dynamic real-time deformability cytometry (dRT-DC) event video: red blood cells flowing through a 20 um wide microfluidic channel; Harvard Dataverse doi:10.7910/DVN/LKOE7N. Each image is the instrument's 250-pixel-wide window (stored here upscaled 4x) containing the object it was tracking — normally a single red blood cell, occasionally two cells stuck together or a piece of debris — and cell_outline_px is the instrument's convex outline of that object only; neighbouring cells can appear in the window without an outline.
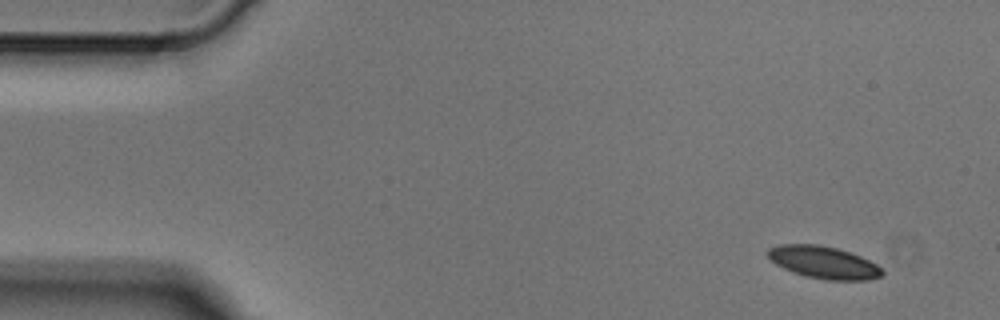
{"species": "Egyptian fruit bat (a non-hibernating species)", "species_latin": "Rousettus aegyptiacus", "temperature_condition": "cold", "stored_images_in_passage": 4, "camera_frame_rate_fps": 3000, "um_per_image_px": 0.085, "animal": {"sex": "male"}, "frame": {"image": 1, "passage_image": 1, "time_ms": 0.0, "image_size_px": [1000, 320], "cell_outline_px": [[884, 272], [880, 276], [868, 280], [824, 280], [804, 276], [792, 272], [776, 264], [764, 252], [768, 248], [776, 244], [816, 244], [836, 248], [860, 256], [876, 264]], "centroid_in_image_um": [69.95, 22.3], "position_along_channel_um": 15.0, "area_um2": 21.56}}
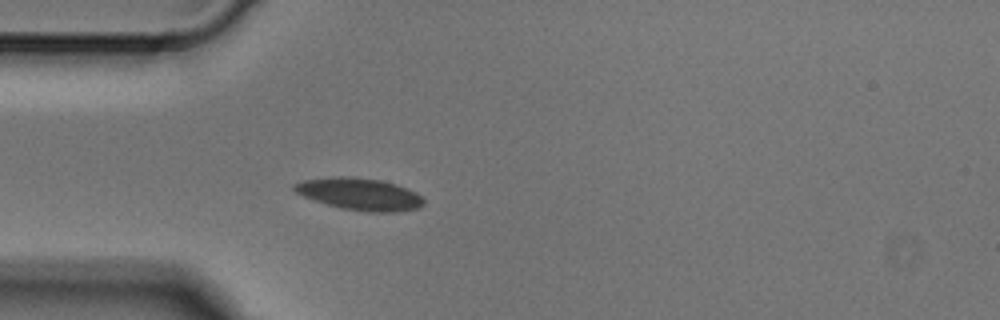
{"frame": {"image": 2, "passage_image": 4, "time_ms": 1.0, "image_size_px": [1000, 320], "cell_outline_px": [[424, 204], [420, 208], [400, 212], [368, 212], [340, 208], [304, 196], [296, 192], [292, 188], [292, 184], [304, 180], [332, 176], [352, 176], [380, 180], [396, 184], [416, 192], [424, 200]], "centroid_in_image_um": [30.59, 16.49], "position_along_channel_um": 54.4, "area_um2": 24.28}}